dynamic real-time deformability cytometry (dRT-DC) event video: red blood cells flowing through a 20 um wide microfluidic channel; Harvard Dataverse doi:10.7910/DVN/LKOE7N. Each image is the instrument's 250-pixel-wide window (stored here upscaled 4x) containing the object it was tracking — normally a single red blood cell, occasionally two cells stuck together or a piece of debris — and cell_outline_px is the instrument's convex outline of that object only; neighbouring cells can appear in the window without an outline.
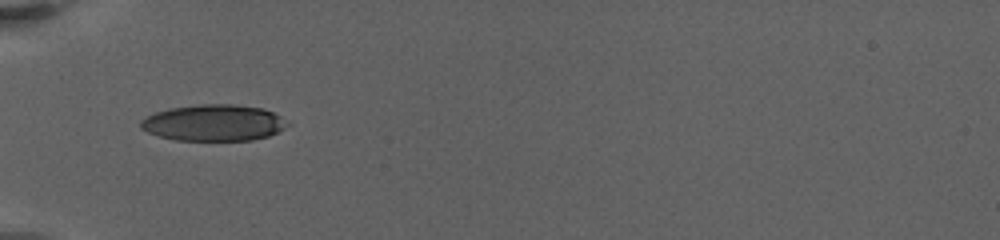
{"species": "human", "species_latin": "Homo sapiens", "temperature_condition": "warm", "stored_images_in_passage": 2, "camera_frame_rate_fps": 3000, "um_per_image_px": 0.085, "donor": {"sex": "female"}, "frame": {"image": 1, "passage_image": 1, "time_ms": 0.0, "image_size_px": [1000, 240], "cell_outline_px": [[292, 124], [268, 136], [252, 140], [176, 140], [160, 136], [148, 132], [140, 128], [140, 120], [156, 112], [172, 108], [200, 104], [232, 104], [260, 108], [272, 112], [280, 116]], "centroid_in_image_um": [18.18, 10.44], "position_along_channel_um": 66.8, "area_um2": 30.87}}